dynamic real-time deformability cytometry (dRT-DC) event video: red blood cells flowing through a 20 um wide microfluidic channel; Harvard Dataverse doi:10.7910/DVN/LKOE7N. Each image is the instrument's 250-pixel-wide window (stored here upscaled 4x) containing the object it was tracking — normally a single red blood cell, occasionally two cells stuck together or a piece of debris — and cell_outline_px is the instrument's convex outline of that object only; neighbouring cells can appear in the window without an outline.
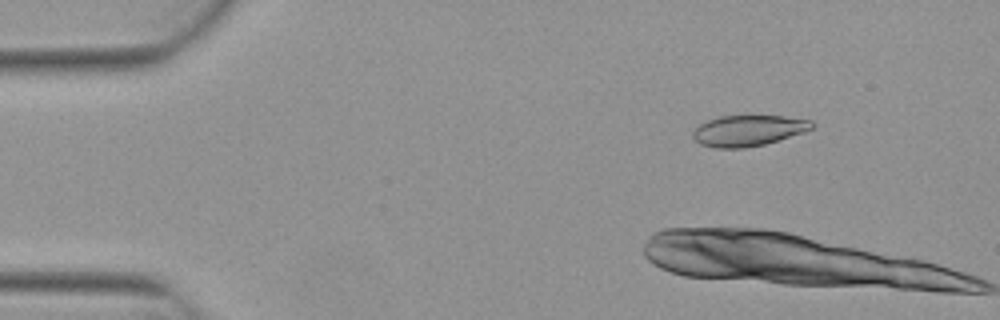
{"species": "Egyptian fruit bat (a non-hibernating species)", "species_latin": "Rousettus aegyptiacus", "temperature_condition": "warm", "stored_images_in_passage": 7, "camera_frame_rate_fps": 3000, "um_per_image_px": 0.085, "animal": {"sex": "female"}, "frame": {"image": 1, "passage_image": 2, "time_ms": 0.333, "image_size_px": [1000, 320], "cell_outline_px": [[816, 124], [812, 128], [804, 132], [764, 144], [744, 148], [716, 148], [700, 144], [692, 136], [692, 132], [700, 124], [708, 120], [720, 116], [784, 116], [812, 120]], "centroid_in_image_um": [63.61, 11.09], "position_along_channel_um": 21.4, "area_um2": 21.33}}
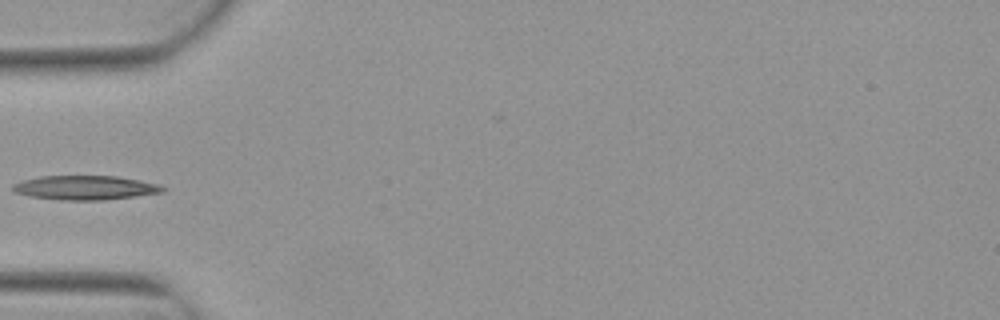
{"frame": {"image": 2, "passage_image": 6, "time_ms": 1.667, "image_size_px": [1000, 320], "cell_outline_px": [[168, 188], [164, 192], [136, 196], [104, 200], [64, 200], [32, 196], [16, 192], [12, 188], [12, 184], [24, 180], [40, 176], [116, 176], [140, 180], [156, 184]], "centroid_in_image_um": [7.29, 15.95], "position_along_channel_um": 77.7, "area_um2": 20.98}}
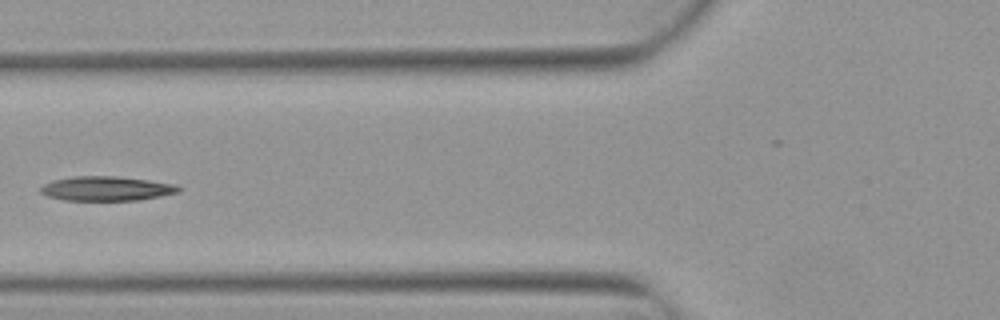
{"frame": {"image": 3, "passage_image": 7, "time_ms": 2.0, "image_size_px": [1000, 320], "cell_outline_px": [[184, 188], [180, 192], [160, 196], [136, 200], [64, 200], [48, 196], [40, 192], [40, 188], [44, 184], [52, 180], [72, 176], [116, 176], [148, 180], [176, 184]], "centroid_in_image_um": [9.07, 16.02], "position_along_channel_um": 116.7, "area_um2": 19.71}}